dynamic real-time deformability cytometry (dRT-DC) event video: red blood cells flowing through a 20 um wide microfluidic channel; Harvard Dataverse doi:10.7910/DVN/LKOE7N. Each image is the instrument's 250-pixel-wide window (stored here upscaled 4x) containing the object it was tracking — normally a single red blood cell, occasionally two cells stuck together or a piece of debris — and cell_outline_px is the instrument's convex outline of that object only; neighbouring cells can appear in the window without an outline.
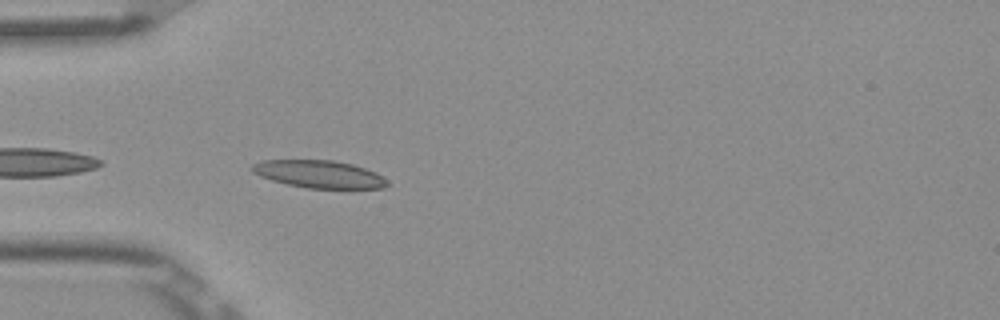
{"species": "Egyptian fruit bat (a non-hibernating species)", "species_latin": "Rousettus aegyptiacus", "temperature_condition": "room temperature", "stored_images_in_passage": 27, "camera_frame_rate_fps": 3000, "um_per_image_px": 0.085, "frame": {"image": 1, "passage_image": 2, "time_ms": 0.333, "image_size_px": [1000, 320], "cell_outline_px": [[388, 184], [384, 188], [308, 188], [288, 184], [272, 180], [260, 176], [252, 172], [248, 168], [252, 164], [260, 160], [332, 160], [352, 164], [376, 172], [388, 180]], "centroid_in_image_um": [27.09, 14.79], "position_along_channel_um": 57.9, "area_um2": 21.73}}
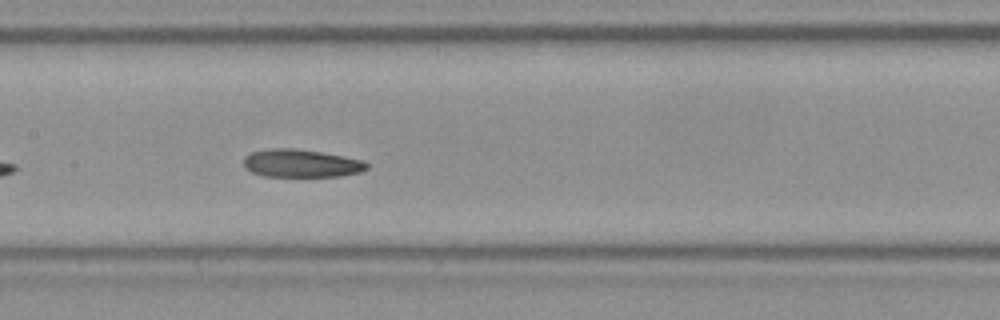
{"frame": {"image": 2, "passage_image": 12, "time_ms": 3.667, "image_size_px": [1000, 320], "cell_outline_px": [[368, 168], [360, 172], [340, 176], [264, 176], [252, 172], [244, 168], [244, 156], [252, 152], [268, 148], [296, 148], [320, 152], [364, 160], [368, 164]], "centroid_in_image_um": [25.58, 13.88], "position_along_channel_um": 181.8, "area_um2": 20.06}}
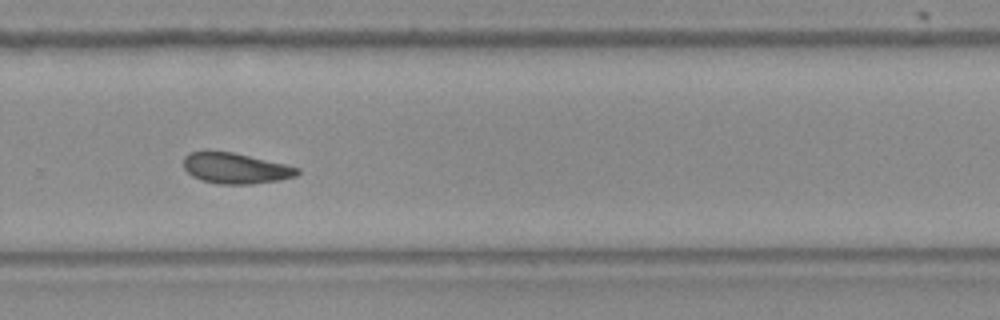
{"frame": {"image": 3, "passage_image": 22, "time_ms": 7.0, "image_size_px": [1000, 320], "cell_outline_px": [[300, 172], [296, 176], [280, 180], [252, 184], [216, 184], [200, 180], [192, 176], [184, 168], [184, 156], [188, 152], [208, 148], [232, 152], [288, 164], [300, 168]], "centroid_in_image_um": [19.98, 14.27], "position_along_channel_um": 309.8, "area_um2": 21.1}, "authors_computed_cell_mechanics": {"area_um2": 21.097, "velocity_mm_per_s": 3.8497, "shape_relaxation_time_tau1_ms": null, "shape_relaxation_time_tau2_ms": 3.6231, "deformation_change_tau1": null, "deformation_change_tau2": 0.0934}}